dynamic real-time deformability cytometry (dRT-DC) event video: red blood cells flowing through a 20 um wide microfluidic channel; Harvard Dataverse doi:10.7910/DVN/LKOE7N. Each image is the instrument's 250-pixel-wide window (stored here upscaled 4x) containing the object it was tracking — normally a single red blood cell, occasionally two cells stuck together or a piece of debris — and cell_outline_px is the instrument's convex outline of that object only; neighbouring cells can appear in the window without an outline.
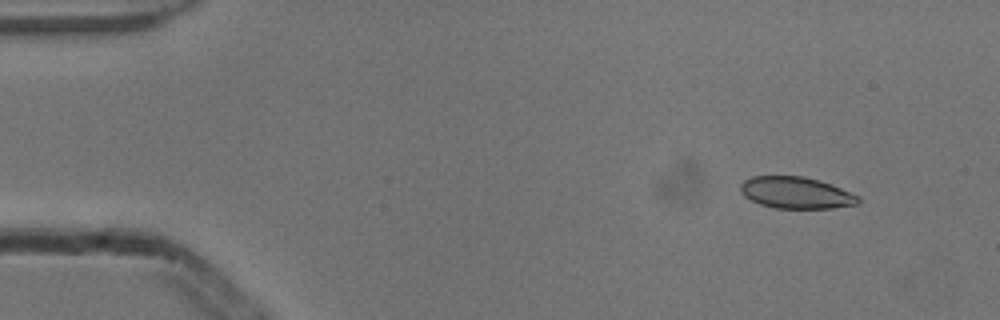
{"species": "common noctule bat (a hibernating species)", "species_latin": "Nyctalus noctula", "temperature_condition": "cold", "stored_images_in_passage": 6, "camera_frame_rate_fps": 3000, "um_per_image_px": 0.085, "animal": {"sex": "male", "body_mass_g": 13.3}, "frame": {"image": 1, "passage_image": 2, "time_ms": 0.333, "image_size_px": [1000, 320], "cell_outline_px": [[860, 200], [856, 204], [832, 208], [776, 208], [760, 204], [744, 196], [740, 192], [740, 184], [744, 180], [752, 176], [804, 176], [820, 180], [832, 184], [860, 196]], "centroid_in_image_um": [67.66, 16.37], "position_along_channel_um": 17.3, "area_um2": 21.79}}
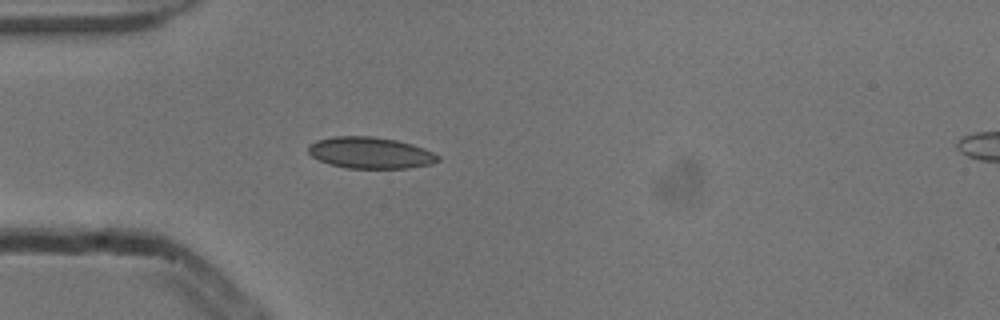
{"frame": {"image": 2, "passage_image": 5, "time_ms": 1.333, "image_size_px": [1000, 320], "cell_outline_px": [[440, 160], [432, 164], [408, 168], [348, 168], [332, 164], [320, 160], [312, 156], [308, 152], [308, 144], [316, 140], [332, 136], [372, 136], [396, 140], [412, 144], [424, 148], [440, 156]], "centroid_in_image_um": [31.49, 12.98], "position_along_channel_um": 53.5, "area_um2": 23.76}}